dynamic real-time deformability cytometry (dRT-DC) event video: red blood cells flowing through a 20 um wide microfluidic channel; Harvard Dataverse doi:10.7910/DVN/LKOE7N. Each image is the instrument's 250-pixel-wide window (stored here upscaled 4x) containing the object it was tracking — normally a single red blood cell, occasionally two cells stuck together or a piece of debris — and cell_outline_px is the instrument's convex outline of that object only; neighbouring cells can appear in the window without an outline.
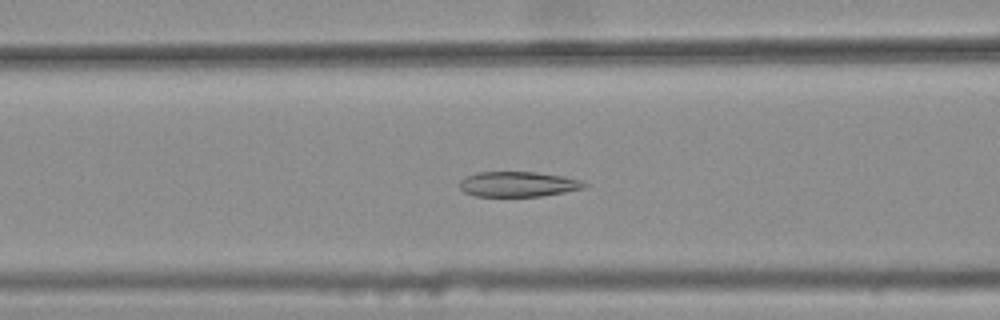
{"species": "common noctule bat (a hibernating species)", "species_latin": "Nyctalus noctula", "temperature_condition": "warm", "stored_images_in_passage": 43, "camera_frame_rate_fps": 3000, "um_per_image_px": 0.085, "animal": {"sex": "female", "body_mass_g": 25.1}, "frame": {"image": 1, "passage_image": 20, "time_ms": 6.333, "image_size_px": [1000, 320], "cell_outline_px": [[588, 184], [584, 188], [564, 192], [540, 196], [476, 196], [464, 192], [460, 188], [460, 180], [464, 176], [476, 172], [536, 172], [564, 176], [580, 180]], "centroid_in_image_um": [44.01, 15.65], "position_along_channel_um": 122.6, "area_um2": 18.32}}
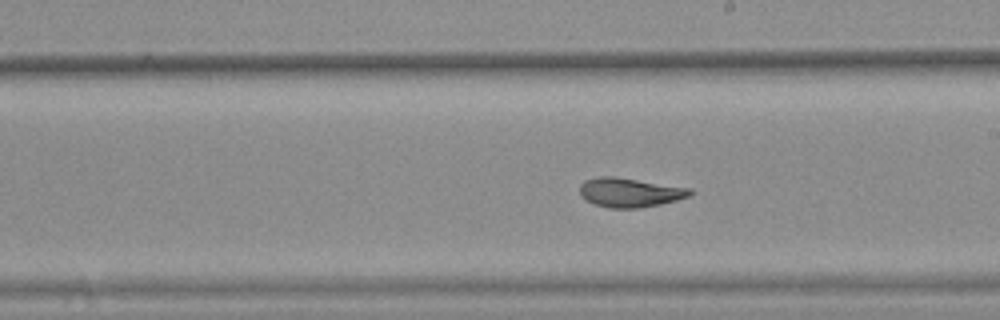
{"frame": {"image": 2, "passage_image": 29, "time_ms": 9.333, "image_size_px": [1000, 320], "cell_outline_px": [[696, 192], [688, 196], [676, 200], [660, 204], [640, 208], [608, 208], [592, 204], [580, 196], [580, 184], [584, 180], [600, 176], [612, 176], [692, 188]], "centroid_in_image_um": [53.52, 16.36], "position_along_channel_um": 235.5, "area_um2": 18.96}}
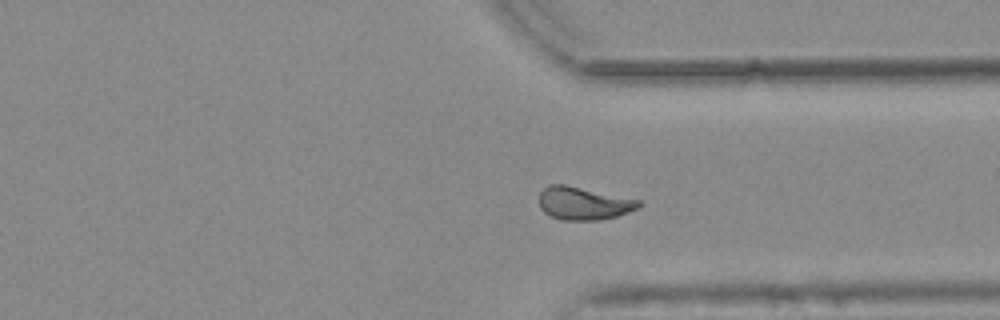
{"frame": {"image": 3, "passage_image": 39, "time_ms": 12.667, "image_size_px": [1000, 320], "cell_outline_px": [[644, 204], [628, 212], [616, 216], [600, 220], [560, 220], [548, 216], [540, 208], [540, 192], [548, 184], [564, 184], [640, 200]], "centroid_in_image_um": [49.58, 17.29], "position_along_channel_um": 361.8, "area_um2": 19.13}, "authors_computed_cell_mechanics": {"area_um2": 19.363, "velocity_mm_per_s": 3.772, "shape_relaxation_time_tau1_ms": null, "shape_relaxation_time_tau2_ms": 1.3903, "deformation_change_tau1": null, "deformation_change_tau2": 0.0633}}